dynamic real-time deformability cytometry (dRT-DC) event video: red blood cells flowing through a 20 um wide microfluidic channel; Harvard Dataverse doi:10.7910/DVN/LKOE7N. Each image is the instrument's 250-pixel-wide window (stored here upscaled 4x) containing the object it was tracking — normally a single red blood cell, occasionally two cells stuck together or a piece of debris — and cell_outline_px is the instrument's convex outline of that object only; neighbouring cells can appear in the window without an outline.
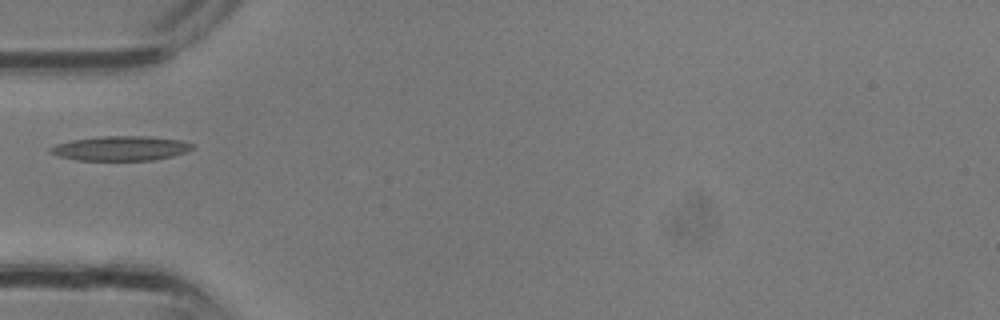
{"species": "common noctule bat (a hibernating species)", "species_latin": "Nyctalus noctula", "temperature_condition": "room temperature", "stored_images_in_passage": 1, "camera_frame_rate_fps": 3000, "um_per_image_px": 0.085, "animal": {"sex": "male", "body_mass_g": 13.3}, "frame": {"image": 1, "passage_image": 1, "time_ms": 0.0, "image_size_px": [1000, 320], "cell_outline_px": [[196, 148], [172, 156], [152, 160], [76, 160], [60, 156], [48, 152], [48, 148], [56, 144], [72, 140], [100, 136], [148, 136], [180, 140], [196, 144]], "centroid_in_image_um": [10.27, 12.6], "position_along_channel_um": 74.7, "area_um2": 20.4}}